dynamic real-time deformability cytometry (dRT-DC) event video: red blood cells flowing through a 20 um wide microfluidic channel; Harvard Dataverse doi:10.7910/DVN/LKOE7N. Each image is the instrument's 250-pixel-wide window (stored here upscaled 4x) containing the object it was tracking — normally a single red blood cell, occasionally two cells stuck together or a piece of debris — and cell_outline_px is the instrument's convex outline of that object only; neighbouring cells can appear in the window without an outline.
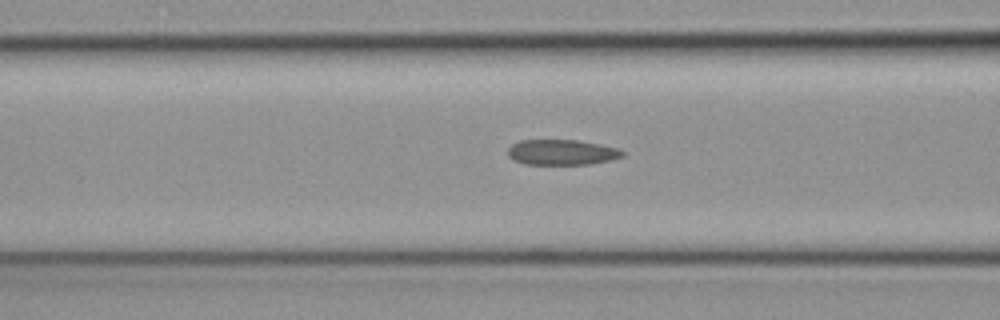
{"species": "common noctule bat (a hibernating species)", "species_latin": "Nyctalus noctula", "temperature_condition": "cold", "stored_images_in_passage": 28, "camera_frame_rate_fps": 3000, "um_per_image_px": 0.085, "animal": {"sex": "female", "body_mass_g": 19.3, "forearm_length_mm": 54.1}, "frame": {"image": 1, "passage_image": 8, "time_ms": 2.333, "image_size_px": [1000, 320], "cell_outline_px": [[624, 156], [608, 160], [588, 164], [524, 164], [512, 160], [508, 156], [508, 148], [512, 144], [520, 140], [580, 140], [600, 144], [616, 148], [624, 152]], "centroid_in_image_um": [47.71, 12.94], "position_along_channel_um": 118.9, "area_um2": 16.94}}
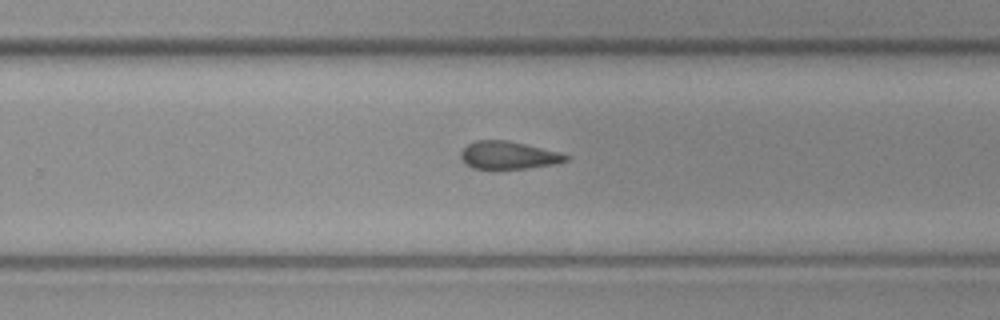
{"frame": {"image": 2, "passage_image": 20, "time_ms": 6.333, "image_size_px": [1000, 320], "cell_outline_px": [[572, 156], [568, 160], [556, 164], [528, 168], [472, 168], [464, 164], [460, 156], [460, 152], [468, 144], [476, 140], [504, 140], [524, 144]], "centroid_in_image_um": [43.19, 13.2], "position_along_channel_um": 286.6, "area_um2": 16.76}}
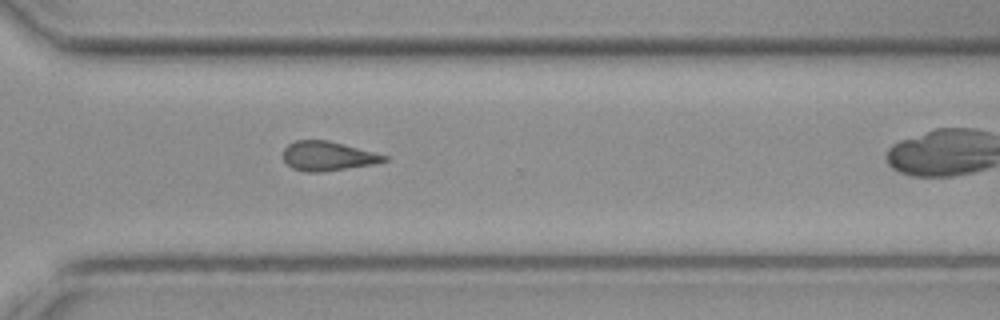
{"frame": {"image": 3, "passage_image": 24, "time_ms": 7.667, "image_size_px": [1000, 320], "cell_outline_px": [[388, 160], [376, 164], [320, 172], [304, 172], [292, 168], [284, 160], [284, 148], [288, 144], [296, 140], [328, 140], [376, 152], [388, 156]], "centroid_in_image_um": [27.89, 13.26], "position_along_channel_um": 342.7, "area_um2": 17.34}}